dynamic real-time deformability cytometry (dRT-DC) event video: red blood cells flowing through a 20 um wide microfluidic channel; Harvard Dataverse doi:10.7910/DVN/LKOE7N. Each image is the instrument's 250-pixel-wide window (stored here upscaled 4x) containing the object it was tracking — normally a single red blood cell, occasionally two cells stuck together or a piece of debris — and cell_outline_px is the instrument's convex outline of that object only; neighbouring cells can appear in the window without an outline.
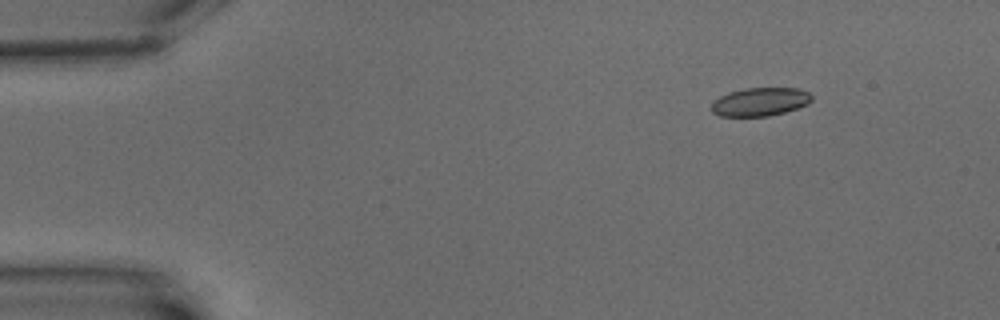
{"species": "common noctule bat (a hibernating species)", "species_latin": "Nyctalus noctula", "temperature_condition": "warm", "stored_images_in_passage": 7, "segment_of_instrument_passage": [1, 2], "camera_frame_rate_fps": 3000, "um_per_image_px": 0.085, "animal": {"sex": "male", "body_mass_g": 15.6}, "frame": {"image": 1, "passage_image": 3, "time_ms": 2.333, "image_size_px": [1000, 320], "cell_outline_px": [[812, 100], [808, 104], [784, 112], [768, 116], [720, 116], [712, 112], [712, 100], [728, 92], [748, 88], [800, 88], [808, 92], [812, 96]], "centroid_in_image_um": [64.6, 8.65], "position_along_channel_um": 20.4, "area_um2": 16.59}}
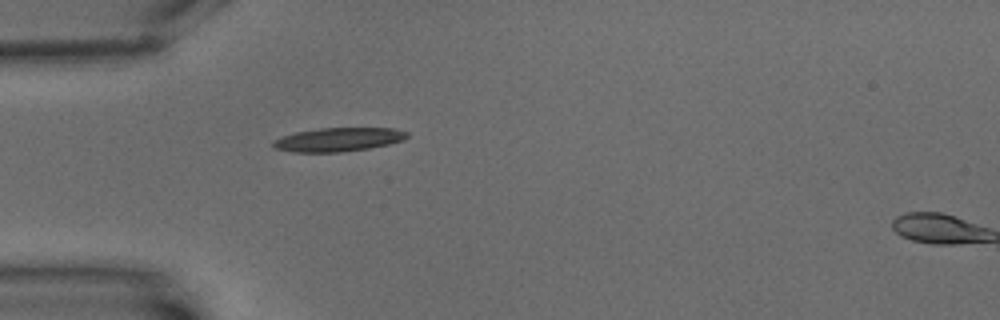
{"frame": {"image": 2, "passage_image": 6, "time_ms": 6.0, "image_size_px": [1000, 320], "cell_outline_px": [[408, 136], [404, 140], [388, 144], [368, 148], [340, 152], [292, 152], [276, 148], [272, 144], [272, 140], [296, 132], [320, 128], [396, 128], [408, 132]], "centroid_in_image_um": [28.78, 11.85], "position_along_channel_um": 56.2, "area_um2": 18.44}}